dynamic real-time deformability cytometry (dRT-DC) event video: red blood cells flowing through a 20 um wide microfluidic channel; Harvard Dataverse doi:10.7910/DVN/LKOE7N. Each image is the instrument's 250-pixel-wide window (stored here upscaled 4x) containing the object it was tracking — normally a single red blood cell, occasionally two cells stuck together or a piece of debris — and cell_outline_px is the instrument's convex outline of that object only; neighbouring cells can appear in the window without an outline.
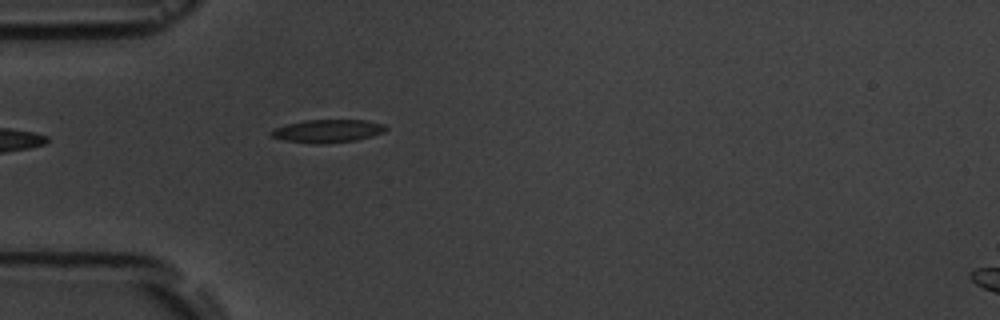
{"species": "common noctule bat (a hibernating species)", "species_latin": "Nyctalus noctula", "temperature_condition": "room temperature", "stored_images_in_passage": 5, "camera_frame_rate_fps": 3000, "um_per_image_px": 0.085, "animal": {"sex": "male", "body_mass_g": 19.5, "forearm_length_mm": 54.6}, "frame": {"image": 1, "passage_image": 5, "time_ms": 4.667, "image_size_px": [1000, 320], "cell_outline_px": [[388, 128], [384, 132], [372, 136], [356, 140], [324, 144], [312, 144], [284, 140], [272, 136], [272, 132], [276, 128], [288, 124], [304, 120], [364, 120], [384, 124]], "centroid_in_image_um": [27.9, 11.14], "position_along_channel_um": 57.1, "area_um2": 15.26}}